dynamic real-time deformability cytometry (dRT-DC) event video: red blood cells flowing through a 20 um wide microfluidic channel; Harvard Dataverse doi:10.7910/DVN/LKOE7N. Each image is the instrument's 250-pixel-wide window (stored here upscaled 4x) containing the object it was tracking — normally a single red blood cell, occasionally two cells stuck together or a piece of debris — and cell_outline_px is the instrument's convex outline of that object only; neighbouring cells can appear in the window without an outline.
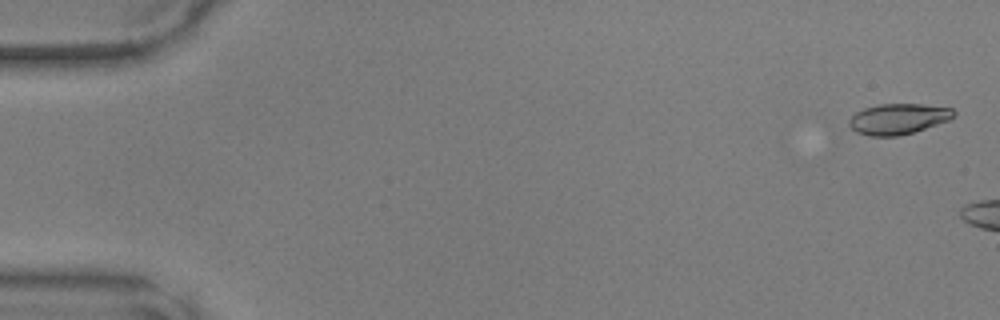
{"species": "common noctule bat (a hibernating species)", "species_latin": "Nyctalus noctula", "temperature_condition": "warm", "stored_images_in_passage": 41, "camera_frame_rate_fps": 3000, "um_per_image_px": 0.085, "animal": {"sex": "male", "body_mass_g": 17.9, "forearm_length_mm": 54.2}, "frame": {"image": 1, "passage_image": 2, "time_ms": 0.333, "image_size_px": [1000, 320], "cell_outline_px": [[956, 116], [948, 120], [900, 136], [868, 136], [856, 132], [848, 124], [848, 120], [856, 112], [864, 108], [880, 104], [924, 104], [952, 108], [956, 112]], "centroid_in_image_um": [76.34, 10.1], "position_along_channel_um": 8.7, "area_um2": 18.67}}
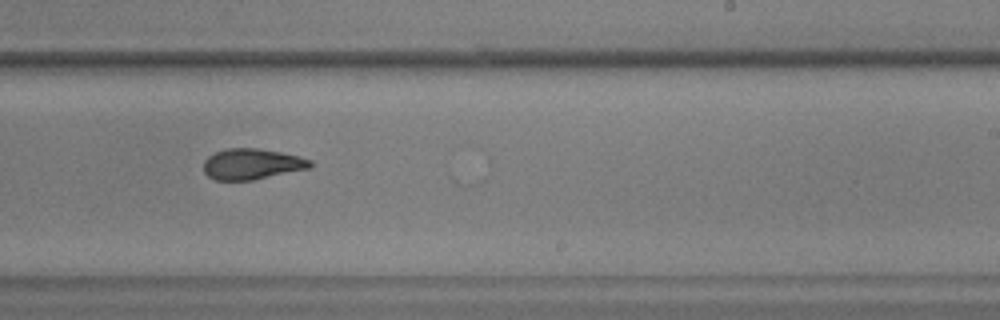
{"frame": {"image": 2, "passage_image": 31, "time_ms": 10.0, "image_size_px": [1000, 320], "cell_outline_px": [[312, 168], [252, 180], [216, 180], [208, 176], [204, 172], [204, 160], [208, 156], [216, 152], [228, 148], [256, 148], [280, 152], [300, 156], [312, 160]], "centroid_in_image_um": [21.44, 13.94], "position_along_channel_um": 267.6, "area_um2": 19.19}}
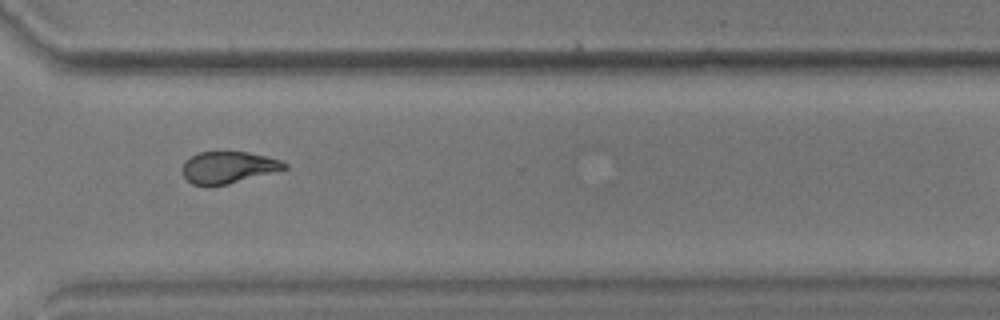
{"frame": {"image": 3, "passage_image": 37, "time_ms": 12.0, "image_size_px": [1000, 320], "cell_outline_px": [[288, 168], [228, 184], [208, 188], [192, 184], [184, 176], [184, 160], [200, 152], [248, 152], [280, 160], [288, 164]], "centroid_in_image_um": [19.38, 14.25], "position_along_channel_um": 351.2, "area_um2": 18.9}}